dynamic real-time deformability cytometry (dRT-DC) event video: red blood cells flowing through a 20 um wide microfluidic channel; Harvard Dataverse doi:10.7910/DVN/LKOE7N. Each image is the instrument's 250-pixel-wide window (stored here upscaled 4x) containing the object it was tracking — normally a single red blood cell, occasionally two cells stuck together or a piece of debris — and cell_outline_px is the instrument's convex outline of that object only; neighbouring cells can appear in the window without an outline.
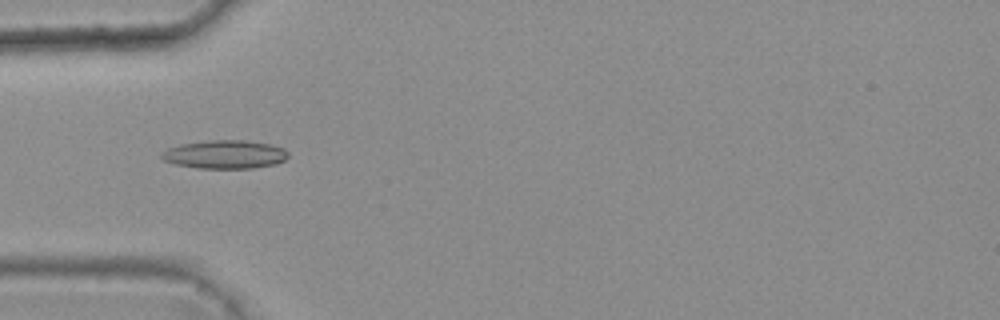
{"species": "common noctule bat (a hibernating species)", "species_latin": "Nyctalus noctula", "temperature_condition": "warm", "stored_images_in_passage": 7, "camera_frame_rate_fps": 3000, "um_per_image_px": 0.085, "animal": {"sex": "female", "body_mass_g": 25.1}, "frame": {"image": 1, "passage_image": 4, "time_ms": 1.0, "image_size_px": [1000, 320], "cell_outline_px": [[288, 156], [284, 160], [276, 164], [252, 168], [196, 168], [176, 164], [164, 160], [160, 156], [160, 152], [168, 148], [180, 144], [212, 140], [244, 140], [268, 144], [284, 148], [288, 152]], "centroid_in_image_um": [19.1, 13.12], "position_along_channel_um": 65.9, "area_um2": 20.92}}
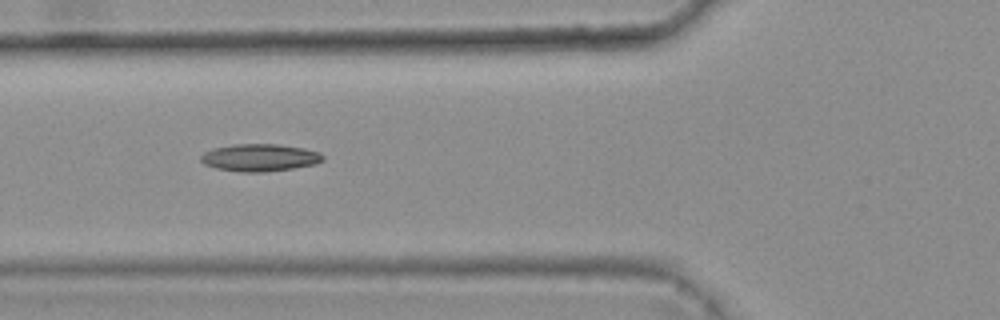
{"frame": {"image": 2, "passage_image": 5, "time_ms": 1.333, "image_size_px": [1000, 320], "cell_outline_px": [[324, 160], [316, 164], [292, 168], [264, 172], [240, 172], [216, 168], [204, 164], [200, 160], [200, 156], [204, 152], [212, 148], [236, 144], [280, 144], [304, 148], [320, 152], [324, 156]], "centroid_in_image_um": [22.08, 13.39], "position_along_channel_um": 103.7, "area_um2": 19.59}}
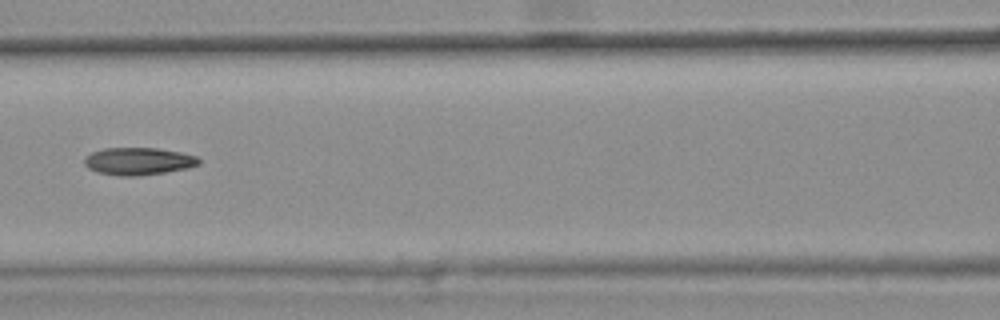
{"frame": {"image": 3, "passage_image": 6, "time_ms": 1.667, "image_size_px": [1000, 320], "cell_outline_px": [[200, 164], [188, 168], [140, 176], [116, 176], [96, 172], [88, 168], [84, 164], [84, 156], [92, 152], [104, 148], [156, 148], [180, 152], [196, 156], [200, 160]], "centroid_in_image_um": [11.73, 13.71], "position_along_channel_um": 154.9, "area_um2": 18.44}}